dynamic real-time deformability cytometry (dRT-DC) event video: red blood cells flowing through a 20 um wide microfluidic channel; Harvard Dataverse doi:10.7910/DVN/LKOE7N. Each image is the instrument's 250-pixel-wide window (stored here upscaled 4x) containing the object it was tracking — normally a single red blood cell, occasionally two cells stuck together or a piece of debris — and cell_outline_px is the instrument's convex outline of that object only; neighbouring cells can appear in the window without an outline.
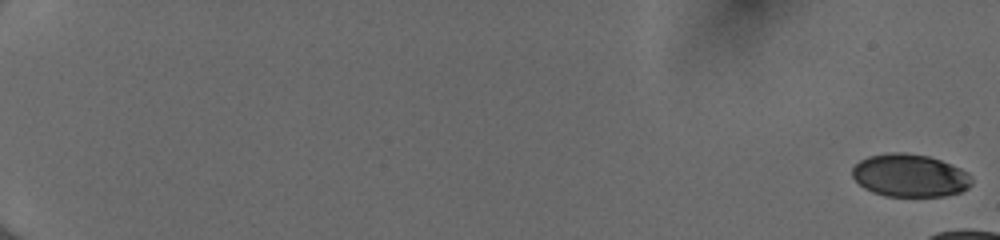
{"species": "human", "species_latin": "Homo sapiens", "temperature_condition": "cold", "stored_images_in_passage": 17, "camera_frame_rate_fps": 3000, "um_per_image_px": 0.085, "donor": {"sex": "female"}, "frame": {"image": 1, "passage_image": 1, "time_ms": 0.0, "image_size_px": [1000, 240], "cell_outline_px": [[972, 184], [968, 188], [960, 192], [944, 196], [884, 196], [872, 192], [864, 188], [852, 176], [852, 168], [860, 160], [868, 156], [888, 152], [904, 152], [928, 156], [940, 160], [960, 168], [968, 172], [972, 176]], "centroid_in_image_um": [77.34, 14.92], "position_along_channel_um": 7.7, "area_um2": 29.94}}